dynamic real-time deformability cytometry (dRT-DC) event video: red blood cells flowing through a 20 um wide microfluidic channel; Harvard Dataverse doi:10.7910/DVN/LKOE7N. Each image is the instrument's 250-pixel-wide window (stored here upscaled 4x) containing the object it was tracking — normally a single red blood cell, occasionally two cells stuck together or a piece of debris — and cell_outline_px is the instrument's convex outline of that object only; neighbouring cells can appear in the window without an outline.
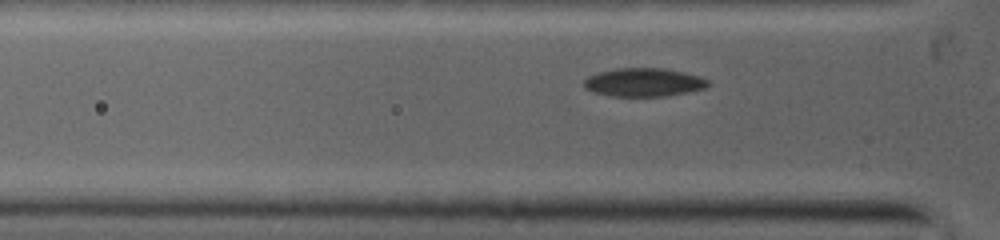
{"species": "common noctule bat (a hibernating species)", "species_latin": "Nyctalus noctula", "temperature_condition": "warm", "stored_images_in_passage": 9, "camera_frame_rate_fps": 5000, "um_per_image_px": 0.085, "animal": {"sex": "female", "body_mass_g": 19.0, "forearm_length_mm": 53.3}, "frame": {"image": 1, "passage_image": 5, "time_ms": 1.0, "image_size_px": [1000, 240], "cell_outline_px": [[708, 84], [704, 88], [664, 96], [616, 96], [596, 92], [584, 88], [584, 80], [588, 76], [600, 72], [616, 68], [660, 68], [680, 72], [696, 76], [708, 80]], "centroid_in_image_um": [54.66, 6.99], "position_along_channel_um": 71.1, "area_um2": 19.94}}